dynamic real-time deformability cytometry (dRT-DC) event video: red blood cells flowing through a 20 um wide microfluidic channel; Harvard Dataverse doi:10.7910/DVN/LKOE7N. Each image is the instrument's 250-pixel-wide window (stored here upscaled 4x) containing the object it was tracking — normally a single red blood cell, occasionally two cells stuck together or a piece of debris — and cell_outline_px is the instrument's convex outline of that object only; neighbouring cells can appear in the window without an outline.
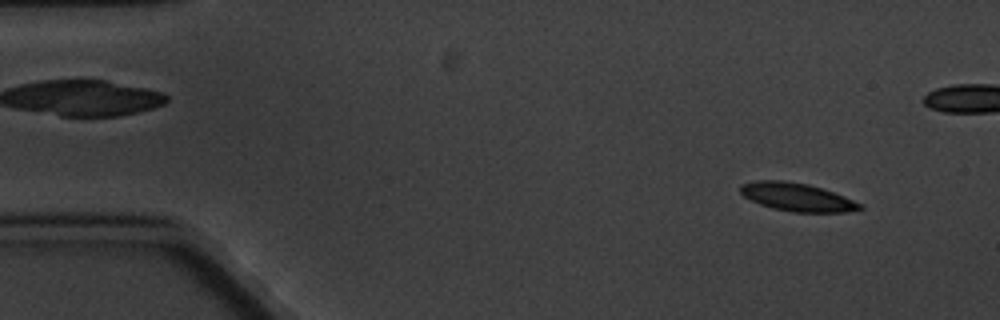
{"species": "common noctule bat (a hibernating species)", "species_latin": "Nyctalus noctula", "temperature_condition": "cold", "stored_images_in_passage": 8, "camera_frame_rate_fps": 3000, "um_per_image_px": 0.085, "animal": {"sex": "male", "body_mass_g": 20.1, "forearm_length_mm": 53.5}, "frame": {"image": 1, "passage_image": 1, "time_ms": 0.0, "image_size_px": [1000, 320], "cell_outline_px": [[864, 208], [844, 212], [792, 212], [772, 208], [760, 204], [744, 196], [740, 192], [740, 184], [756, 180], [784, 180], [808, 184], [844, 196], [864, 204]], "centroid_in_image_um": [67.74, 16.75], "position_along_channel_um": 17.3, "area_um2": 19.59}}